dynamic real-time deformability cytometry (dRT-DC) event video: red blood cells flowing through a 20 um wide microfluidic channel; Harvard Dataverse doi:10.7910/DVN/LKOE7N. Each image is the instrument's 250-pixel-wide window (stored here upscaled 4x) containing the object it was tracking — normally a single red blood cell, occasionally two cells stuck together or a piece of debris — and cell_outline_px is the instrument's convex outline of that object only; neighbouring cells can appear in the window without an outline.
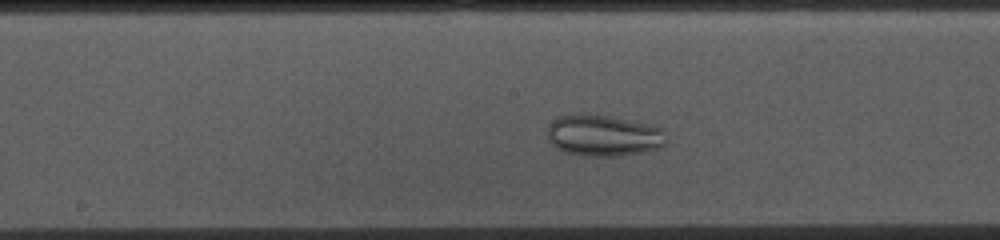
{"species": "common noctule bat (a hibernating species)", "species_latin": "Nyctalus noctula", "temperature_condition": "cold", "stored_images_in_passage": 46, "camera_frame_rate_fps": 3000, "um_per_image_px": 0.085, "animal": {"sex": "female", "body_mass_g": 10.0, "forearm_length_mm": 53.1}, "frame": {"image": 1, "passage_image": 24, "time_ms": 7.667, "image_size_px": [1000, 240], "cell_outline_px": [[664, 144], [660, 148], [644, 152], [620, 156], [584, 156], [564, 152], [556, 148], [548, 140], [548, 124], [552, 120], [560, 116], [580, 112], [608, 116], [652, 124], [660, 128], [664, 132]], "centroid_in_image_um": [51.25, 11.51], "position_along_channel_um": 196.9, "area_um2": 29.02}}
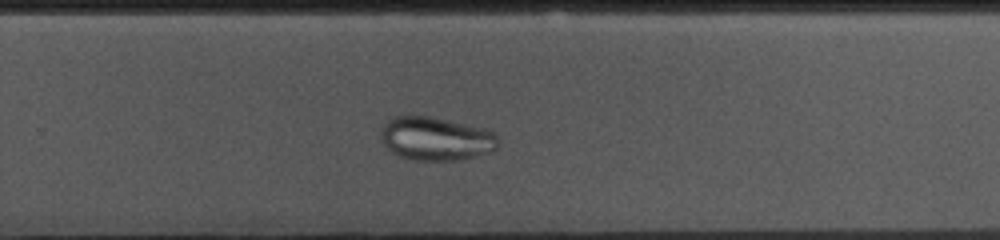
{"frame": {"image": 2, "passage_image": 32, "time_ms": 10.333, "image_size_px": [1000, 240], "cell_outline_px": [[500, 144], [492, 152], [464, 160], [416, 160], [400, 156], [392, 152], [384, 144], [380, 136], [380, 132], [384, 124], [388, 120], [396, 116], [432, 116], [484, 128], [496, 132], [500, 140]], "centroid_in_image_um": [37.12, 11.79], "position_along_channel_um": 292.7, "area_um2": 30.11}}
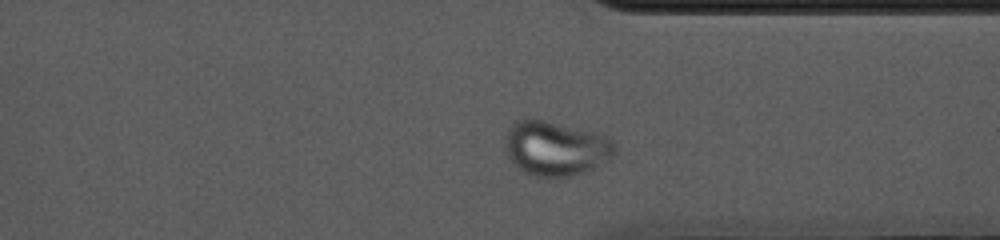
{"frame": {"image": 3, "passage_image": 38, "time_ms": 12.333, "image_size_px": [1000, 240], "cell_outline_px": [[616, 156], [612, 160], [584, 172], [572, 176], [536, 176], [524, 172], [516, 168], [504, 152], [504, 136], [508, 128], [512, 124], [520, 120], [544, 120], [596, 132], [608, 136], [616, 144]], "centroid_in_image_um": [47.25, 12.62], "position_along_channel_um": 364.1, "area_um2": 35.43}}